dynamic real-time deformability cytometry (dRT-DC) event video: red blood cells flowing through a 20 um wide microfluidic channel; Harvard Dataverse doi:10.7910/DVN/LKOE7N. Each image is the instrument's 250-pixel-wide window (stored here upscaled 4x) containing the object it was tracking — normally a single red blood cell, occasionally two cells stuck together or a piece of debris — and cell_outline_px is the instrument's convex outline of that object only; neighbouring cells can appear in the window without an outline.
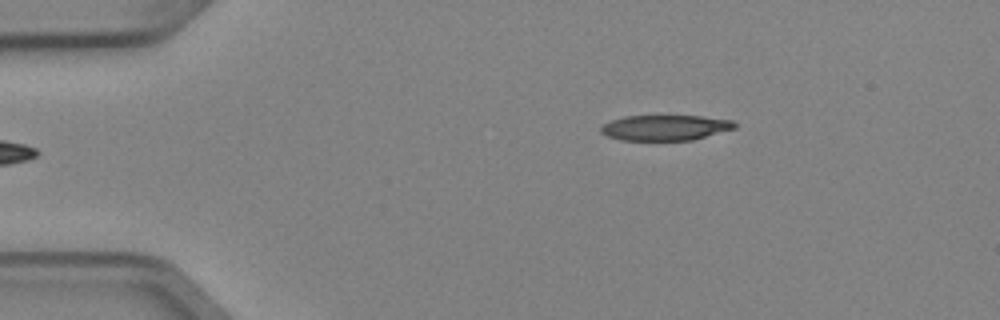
{"species": "Egyptian fruit bat (a non-hibernating species)", "species_latin": "Rousettus aegyptiacus", "temperature_condition": "cold", "stored_images_in_passage": 3, "camera_frame_rate_fps": 3000, "um_per_image_px": 0.085, "animal": {"sex": "female"}, "frame": {"image": 1, "passage_image": 3, "time_ms": 0.667, "image_size_px": [1000, 320], "cell_outline_px": [[736, 128], [692, 140], [620, 140], [608, 136], [600, 132], [600, 128], [604, 124], [612, 120], [624, 116], [700, 116], [732, 120], [736, 124]], "centroid_in_image_um": [56.54, 10.85], "position_along_channel_um": 28.5, "area_um2": 19.71}}